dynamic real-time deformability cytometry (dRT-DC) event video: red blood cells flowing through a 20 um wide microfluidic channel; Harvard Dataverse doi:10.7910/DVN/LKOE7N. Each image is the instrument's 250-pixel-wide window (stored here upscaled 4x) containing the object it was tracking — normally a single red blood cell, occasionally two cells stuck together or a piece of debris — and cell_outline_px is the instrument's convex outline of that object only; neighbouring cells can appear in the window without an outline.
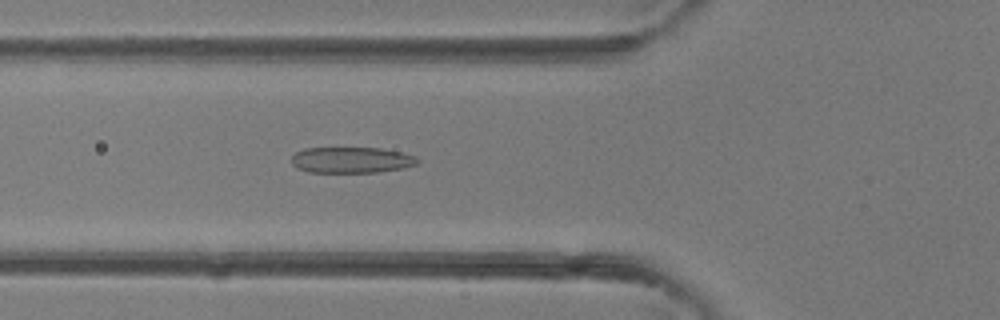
{"species": "common noctule bat (a hibernating species)", "species_latin": "Nyctalus noctula", "temperature_condition": "room temperature", "stored_images_in_passage": 40, "camera_frame_rate_fps": 3000, "um_per_image_px": 0.085, "animal": {"sex": "female"}, "frame": {"image": 1, "passage_image": 14, "time_ms": 4.333, "image_size_px": [1000, 320], "cell_outline_px": [[420, 160], [416, 164], [404, 168], [380, 172], [308, 172], [296, 168], [292, 164], [292, 156], [296, 152], [304, 148], [380, 148], [400, 152], [416, 156]], "centroid_in_image_um": [29.87, 13.6], "position_along_channel_um": 95.9, "area_um2": 19.13}}
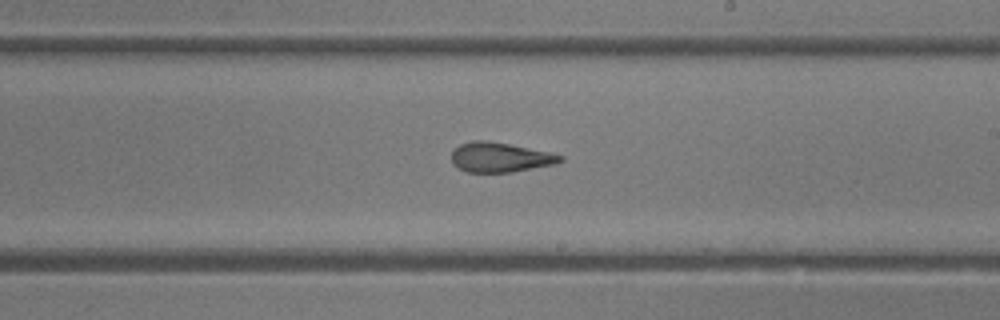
{"frame": {"image": 2, "passage_image": 23, "time_ms": 7.333, "image_size_px": [1000, 320], "cell_outline_px": [[564, 160], [556, 164], [512, 172], [468, 172], [452, 164], [452, 148], [460, 144], [472, 140], [484, 140], [508, 144], [552, 152], [564, 156]], "centroid_in_image_um": [42.52, 13.36], "position_along_channel_um": 246.5, "area_um2": 18.96}}
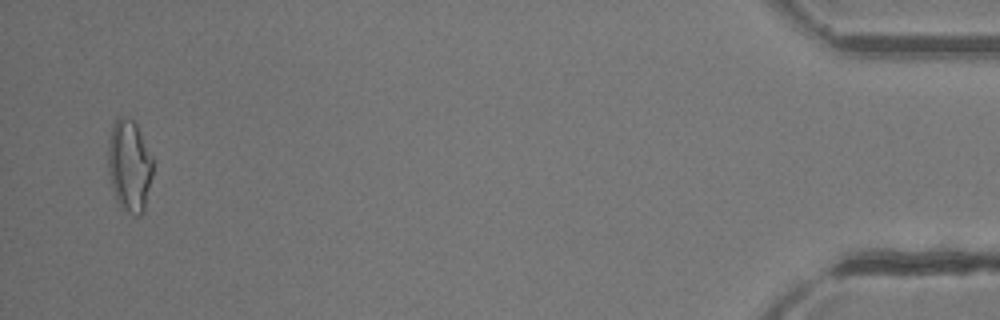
{"frame": {"image": 3, "passage_image": 39, "time_ms": 12.667, "image_size_px": [1000, 320], "cell_outline_px": [[152, 176], [144, 212], [140, 216], [132, 216], [120, 208], [116, 200], [112, 188], [108, 172], [108, 140], [112, 124], [116, 116], [124, 116], [132, 120], [136, 124], [152, 156]], "centroid_in_image_um": [10.98, 14.11], "position_along_channel_um": 424.2, "area_um2": 24.45}}